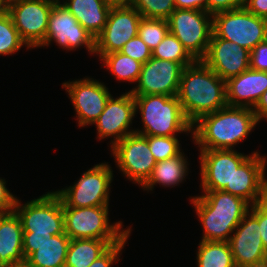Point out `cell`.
Returning a JSON list of instances; mask_svg holds the SVG:
<instances>
[{
    "label": "cell",
    "instance_id": "6da1fadb",
    "mask_svg": "<svg viewBox=\"0 0 267 267\" xmlns=\"http://www.w3.org/2000/svg\"><path fill=\"white\" fill-rule=\"evenodd\" d=\"M258 123L252 108L227 105L201 116L192 124L190 137L199 150H233Z\"/></svg>",
    "mask_w": 267,
    "mask_h": 267
},
{
    "label": "cell",
    "instance_id": "7a4b0ae2",
    "mask_svg": "<svg viewBox=\"0 0 267 267\" xmlns=\"http://www.w3.org/2000/svg\"><path fill=\"white\" fill-rule=\"evenodd\" d=\"M177 98L186 118L193 124L201 116L227 106L226 81L202 60L183 69Z\"/></svg>",
    "mask_w": 267,
    "mask_h": 267
},
{
    "label": "cell",
    "instance_id": "3957f363",
    "mask_svg": "<svg viewBox=\"0 0 267 267\" xmlns=\"http://www.w3.org/2000/svg\"><path fill=\"white\" fill-rule=\"evenodd\" d=\"M203 192L202 196L190 199L203 227L201 240L228 242L251 205L243 198L222 190Z\"/></svg>",
    "mask_w": 267,
    "mask_h": 267
},
{
    "label": "cell",
    "instance_id": "277c9868",
    "mask_svg": "<svg viewBox=\"0 0 267 267\" xmlns=\"http://www.w3.org/2000/svg\"><path fill=\"white\" fill-rule=\"evenodd\" d=\"M136 114L139 111L142 130L135 133L142 136H177L175 133H191L192 123L183 113L177 96L133 95Z\"/></svg>",
    "mask_w": 267,
    "mask_h": 267
},
{
    "label": "cell",
    "instance_id": "5b68a950",
    "mask_svg": "<svg viewBox=\"0 0 267 267\" xmlns=\"http://www.w3.org/2000/svg\"><path fill=\"white\" fill-rule=\"evenodd\" d=\"M108 207H63L65 233L70 239H123L131 227L122 228V221L110 224Z\"/></svg>",
    "mask_w": 267,
    "mask_h": 267
},
{
    "label": "cell",
    "instance_id": "8992f818",
    "mask_svg": "<svg viewBox=\"0 0 267 267\" xmlns=\"http://www.w3.org/2000/svg\"><path fill=\"white\" fill-rule=\"evenodd\" d=\"M113 170L108 162L99 163L85 171L74 185L54 191L63 207L109 206Z\"/></svg>",
    "mask_w": 267,
    "mask_h": 267
},
{
    "label": "cell",
    "instance_id": "52a82bcc",
    "mask_svg": "<svg viewBox=\"0 0 267 267\" xmlns=\"http://www.w3.org/2000/svg\"><path fill=\"white\" fill-rule=\"evenodd\" d=\"M213 33L251 52L267 40V20L245 7L228 10L213 15Z\"/></svg>",
    "mask_w": 267,
    "mask_h": 267
},
{
    "label": "cell",
    "instance_id": "ba28073f",
    "mask_svg": "<svg viewBox=\"0 0 267 267\" xmlns=\"http://www.w3.org/2000/svg\"><path fill=\"white\" fill-rule=\"evenodd\" d=\"M14 211L21 220L23 232L53 236L65 233L62 201L54 191L25 204L17 198Z\"/></svg>",
    "mask_w": 267,
    "mask_h": 267
},
{
    "label": "cell",
    "instance_id": "9c48e42d",
    "mask_svg": "<svg viewBox=\"0 0 267 267\" xmlns=\"http://www.w3.org/2000/svg\"><path fill=\"white\" fill-rule=\"evenodd\" d=\"M167 21L169 32L195 60H202L213 34V16L202 10L175 9Z\"/></svg>",
    "mask_w": 267,
    "mask_h": 267
},
{
    "label": "cell",
    "instance_id": "30bf717a",
    "mask_svg": "<svg viewBox=\"0 0 267 267\" xmlns=\"http://www.w3.org/2000/svg\"><path fill=\"white\" fill-rule=\"evenodd\" d=\"M228 242L236 267L267 266V252L260 234L259 203L250 206Z\"/></svg>",
    "mask_w": 267,
    "mask_h": 267
},
{
    "label": "cell",
    "instance_id": "8fae6325",
    "mask_svg": "<svg viewBox=\"0 0 267 267\" xmlns=\"http://www.w3.org/2000/svg\"><path fill=\"white\" fill-rule=\"evenodd\" d=\"M110 148L119 171L128 180L142 186L157 163L150 151L147 139L140 134L133 133Z\"/></svg>",
    "mask_w": 267,
    "mask_h": 267
},
{
    "label": "cell",
    "instance_id": "7c38bea8",
    "mask_svg": "<svg viewBox=\"0 0 267 267\" xmlns=\"http://www.w3.org/2000/svg\"><path fill=\"white\" fill-rule=\"evenodd\" d=\"M52 41L66 51H75L85 46L89 53H95V38L79 24L60 0L52 6L46 38L39 47H48Z\"/></svg>",
    "mask_w": 267,
    "mask_h": 267
},
{
    "label": "cell",
    "instance_id": "4fadbf2b",
    "mask_svg": "<svg viewBox=\"0 0 267 267\" xmlns=\"http://www.w3.org/2000/svg\"><path fill=\"white\" fill-rule=\"evenodd\" d=\"M49 0L11 1L9 14L20 38L31 49L45 41L48 19L53 4Z\"/></svg>",
    "mask_w": 267,
    "mask_h": 267
},
{
    "label": "cell",
    "instance_id": "5bb4252c",
    "mask_svg": "<svg viewBox=\"0 0 267 267\" xmlns=\"http://www.w3.org/2000/svg\"><path fill=\"white\" fill-rule=\"evenodd\" d=\"M62 87L68 92L79 127L93 125L112 96L104 83L89 77L65 81Z\"/></svg>",
    "mask_w": 267,
    "mask_h": 267
},
{
    "label": "cell",
    "instance_id": "9a60e30c",
    "mask_svg": "<svg viewBox=\"0 0 267 267\" xmlns=\"http://www.w3.org/2000/svg\"><path fill=\"white\" fill-rule=\"evenodd\" d=\"M250 156L236 150H200L202 191H219L232 188L234 171Z\"/></svg>",
    "mask_w": 267,
    "mask_h": 267
},
{
    "label": "cell",
    "instance_id": "2e32d148",
    "mask_svg": "<svg viewBox=\"0 0 267 267\" xmlns=\"http://www.w3.org/2000/svg\"><path fill=\"white\" fill-rule=\"evenodd\" d=\"M142 16L133 6L112 7L103 31L95 39V53L99 59L120 51L124 44L138 35Z\"/></svg>",
    "mask_w": 267,
    "mask_h": 267
},
{
    "label": "cell",
    "instance_id": "e0dca14e",
    "mask_svg": "<svg viewBox=\"0 0 267 267\" xmlns=\"http://www.w3.org/2000/svg\"><path fill=\"white\" fill-rule=\"evenodd\" d=\"M183 69L180 63L151 57L142 65L136 87L129 92L132 95L176 96Z\"/></svg>",
    "mask_w": 267,
    "mask_h": 267
},
{
    "label": "cell",
    "instance_id": "ac0fdd59",
    "mask_svg": "<svg viewBox=\"0 0 267 267\" xmlns=\"http://www.w3.org/2000/svg\"><path fill=\"white\" fill-rule=\"evenodd\" d=\"M135 115V99L129 91L116 98L111 96L93 123L97 128V138L102 140L111 137L110 146H114L127 135L135 133V129H130Z\"/></svg>",
    "mask_w": 267,
    "mask_h": 267
},
{
    "label": "cell",
    "instance_id": "d6986e66",
    "mask_svg": "<svg viewBox=\"0 0 267 267\" xmlns=\"http://www.w3.org/2000/svg\"><path fill=\"white\" fill-rule=\"evenodd\" d=\"M267 158L260 156V152L254 151L234 171L232 188H224L222 191L243 198L250 205L267 200L266 169Z\"/></svg>",
    "mask_w": 267,
    "mask_h": 267
},
{
    "label": "cell",
    "instance_id": "ffe728a7",
    "mask_svg": "<svg viewBox=\"0 0 267 267\" xmlns=\"http://www.w3.org/2000/svg\"><path fill=\"white\" fill-rule=\"evenodd\" d=\"M202 61L227 81L250 68V51L213 33Z\"/></svg>",
    "mask_w": 267,
    "mask_h": 267
},
{
    "label": "cell",
    "instance_id": "44dd1931",
    "mask_svg": "<svg viewBox=\"0 0 267 267\" xmlns=\"http://www.w3.org/2000/svg\"><path fill=\"white\" fill-rule=\"evenodd\" d=\"M267 89V72L248 69L226 81L228 106L254 108Z\"/></svg>",
    "mask_w": 267,
    "mask_h": 267
},
{
    "label": "cell",
    "instance_id": "7402d4cb",
    "mask_svg": "<svg viewBox=\"0 0 267 267\" xmlns=\"http://www.w3.org/2000/svg\"><path fill=\"white\" fill-rule=\"evenodd\" d=\"M23 228L15 211L0 214V267L23 261Z\"/></svg>",
    "mask_w": 267,
    "mask_h": 267
},
{
    "label": "cell",
    "instance_id": "603a6c76",
    "mask_svg": "<svg viewBox=\"0 0 267 267\" xmlns=\"http://www.w3.org/2000/svg\"><path fill=\"white\" fill-rule=\"evenodd\" d=\"M61 3L95 39L103 31L112 8L106 0H63Z\"/></svg>",
    "mask_w": 267,
    "mask_h": 267
},
{
    "label": "cell",
    "instance_id": "cb8c5ba5",
    "mask_svg": "<svg viewBox=\"0 0 267 267\" xmlns=\"http://www.w3.org/2000/svg\"><path fill=\"white\" fill-rule=\"evenodd\" d=\"M184 152L175 157L159 161L154 166L148 180L141 186L142 189L149 192L153 191L154 186L159 184L163 187L179 186L188 175L189 164Z\"/></svg>",
    "mask_w": 267,
    "mask_h": 267
},
{
    "label": "cell",
    "instance_id": "d4e9b609",
    "mask_svg": "<svg viewBox=\"0 0 267 267\" xmlns=\"http://www.w3.org/2000/svg\"><path fill=\"white\" fill-rule=\"evenodd\" d=\"M122 239H71L65 267H89L111 245Z\"/></svg>",
    "mask_w": 267,
    "mask_h": 267
},
{
    "label": "cell",
    "instance_id": "484cf974",
    "mask_svg": "<svg viewBox=\"0 0 267 267\" xmlns=\"http://www.w3.org/2000/svg\"><path fill=\"white\" fill-rule=\"evenodd\" d=\"M70 241L66 233L52 236L37 247L27 260L35 267H65Z\"/></svg>",
    "mask_w": 267,
    "mask_h": 267
},
{
    "label": "cell",
    "instance_id": "4316f807",
    "mask_svg": "<svg viewBox=\"0 0 267 267\" xmlns=\"http://www.w3.org/2000/svg\"><path fill=\"white\" fill-rule=\"evenodd\" d=\"M197 248V267H236L229 242L201 240Z\"/></svg>",
    "mask_w": 267,
    "mask_h": 267
},
{
    "label": "cell",
    "instance_id": "83f0119b",
    "mask_svg": "<svg viewBox=\"0 0 267 267\" xmlns=\"http://www.w3.org/2000/svg\"><path fill=\"white\" fill-rule=\"evenodd\" d=\"M103 66L118 81L136 83L142 70V63L121 53L120 51L103 55L101 58Z\"/></svg>",
    "mask_w": 267,
    "mask_h": 267
},
{
    "label": "cell",
    "instance_id": "f1b7e54d",
    "mask_svg": "<svg viewBox=\"0 0 267 267\" xmlns=\"http://www.w3.org/2000/svg\"><path fill=\"white\" fill-rule=\"evenodd\" d=\"M152 57L180 63L184 68L192 65L196 61L184 48L182 43L170 32L152 50Z\"/></svg>",
    "mask_w": 267,
    "mask_h": 267
},
{
    "label": "cell",
    "instance_id": "f546056e",
    "mask_svg": "<svg viewBox=\"0 0 267 267\" xmlns=\"http://www.w3.org/2000/svg\"><path fill=\"white\" fill-rule=\"evenodd\" d=\"M22 46L30 49L20 38L9 12L0 14V55H11L18 52Z\"/></svg>",
    "mask_w": 267,
    "mask_h": 267
},
{
    "label": "cell",
    "instance_id": "4dcf8cb0",
    "mask_svg": "<svg viewBox=\"0 0 267 267\" xmlns=\"http://www.w3.org/2000/svg\"><path fill=\"white\" fill-rule=\"evenodd\" d=\"M169 32V24L166 19L143 18L138 27V35L143 42L153 50Z\"/></svg>",
    "mask_w": 267,
    "mask_h": 267
},
{
    "label": "cell",
    "instance_id": "1f68e13d",
    "mask_svg": "<svg viewBox=\"0 0 267 267\" xmlns=\"http://www.w3.org/2000/svg\"><path fill=\"white\" fill-rule=\"evenodd\" d=\"M156 162L163 161L183 152L177 136H144Z\"/></svg>",
    "mask_w": 267,
    "mask_h": 267
},
{
    "label": "cell",
    "instance_id": "d6a6232c",
    "mask_svg": "<svg viewBox=\"0 0 267 267\" xmlns=\"http://www.w3.org/2000/svg\"><path fill=\"white\" fill-rule=\"evenodd\" d=\"M133 7L143 18L168 19L175 11V0H135Z\"/></svg>",
    "mask_w": 267,
    "mask_h": 267
},
{
    "label": "cell",
    "instance_id": "836d02e7",
    "mask_svg": "<svg viewBox=\"0 0 267 267\" xmlns=\"http://www.w3.org/2000/svg\"><path fill=\"white\" fill-rule=\"evenodd\" d=\"M120 52L142 64L152 57V50L143 42L139 35L125 43Z\"/></svg>",
    "mask_w": 267,
    "mask_h": 267
},
{
    "label": "cell",
    "instance_id": "e575fe53",
    "mask_svg": "<svg viewBox=\"0 0 267 267\" xmlns=\"http://www.w3.org/2000/svg\"><path fill=\"white\" fill-rule=\"evenodd\" d=\"M131 231L118 243L111 245L103 254H101L89 267H111L120 261V255L127 240L129 239Z\"/></svg>",
    "mask_w": 267,
    "mask_h": 267
},
{
    "label": "cell",
    "instance_id": "d590c367",
    "mask_svg": "<svg viewBox=\"0 0 267 267\" xmlns=\"http://www.w3.org/2000/svg\"><path fill=\"white\" fill-rule=\"evenodd\" d=\"M53 235H41L34 234V232H23V254L24 258L27 259L37 247L48 241Z\"/></svg>",
    "mask_w": 267,
    "mask_h": 267
},
{
    "label": "cell",
    "instance_id": "8d00e7d4",
    "mask_svg": "<svg viewBox=\"0 0 267 267\" xmlns=\"http://www.w3.org/2000/svg\"><path fill=\"white\" fill-rule=\"evenodd\" d=\"M250 69L267 72V40L250 52Z\"/></svg>",
    "mask_w": 267,
    "mask_h": 267
},
{
    "label": "cell",
    "instance_id": "74e56055",
    "mask_svg": "<svg viewBox=\"0 0 267 267\" xmlns=\"http://www.w3.org/2000/svg\"><path fill=\"white\" fill-rule=\"evenodd\" d=\"M246 0H208V13L215 15L228 10L242 8Z\"/></svg>",
    "mask_w": 267,
    "mask_h": 267
},
{
    "label": "cell",
    "instance_id": "f35d334b",
    "mask_svg": "<svg viewBox=\"0 0 267 267\" xmlns=\"http://www.w3.org/2000/svg\"><path fill=\"white\" fill-rule=\"evenodd\" d=\"M5 179L0 178V214H6L14 211L17 197L10 193L6 187Z\"/></svg>",
    "mask_w": 267,
    "mask_h": 267
},
{
    "label": "cell",
    "instance_id": "ab89813d",
    "mask_svg": "<svg viewBox=\"0 0 267 267\" xmlns=\"http://www.w3.org/2000/svg\"><path fill=\"white\" fill-rule=\"evenodd\" d=\"M244 7L252 14L267 20V0H246Z\"/></svg>",
    "mask_w": 267,
    "mask_h": 267
},
{
    "label": "cell",
    "instance_id": "60d3db41",
    "mask_svg": "<svg viewBox=\"0 0 267 267\" xmlns=\"http://www.w3.org/2000/svg\"><path fill=\"white\" fill-rule=\"evenodd\" d=\"M176 9L208 12V0H175Z\"/></svg>",
    "mask_w": 267,
    "mask_h": 267
},
{
    "label": "cell",
    "instance_id": "b9f144b4",
    "mask_svg": "<svg viewBox=\"0 0 267 267\" xmlns=\"http://www.w3.org/2000/svg\"><path fill=\"white\" fill-rule=\"evenodd\" d=\"M259 226L261 239L267 252V200L259 203Z\"/></svg>",
    "mask_w": 267,
    "mask_h": 267
},
{
    "label": "cell",
    "instance_id": "7bdbcfd3",
    "mask_svg": "<svg viewBox=\"0 0 267 267\" xmlns=\"http://www.w3.org/2000/svg\"><path fill=\"white\" fill-rule=\"evenodd\" d=\"M253 112L255 113L259 122L264 118L267 120V89L253 108Z\"/></svg>",
    "mask_w": 267,
    "mask_h": 267
},
{
    "label": "cell",
    "instance_id": "ee69618b",
    "mask_svg": "<svg viewBox=\"0 0 267 267\" xmlns=\"http://www.w3.org/2000/svg\"><path fill=\"white\" fill-rule=\"evenodd\" d=\"M111 7L133 6L135 0H106Z\"/></svg>",
    "mask_w": 267,
    "mask_h": 267
},
{
    "label": "cell",
    "instance_id": "f6af8a7d",
    "mask_svg": "<svg viewBox=\"0 0 267 267\" xmlns=\"http://www.w3.org/2000/svg\"><path fill=\"white\" fill-rule=\"evenodd\" d=\"M7 267H35V266L31 264L27 259H24L23 261L14 262Z\"/></svg>",
    "mask_w": 267,
    "mask_h": 267
},
{
    "label": "cell",
    "instance_id": "bcb514c9",
    "mask_svg": "<svg viewBox=\"0 0 267 267\" xmlns=\"http://www.w3.org/2000/svg\"><path fill=\"white\" fill-rule=\"evenodd\" d=\"M10 5H11V0H0V14L9 12Z\"/></svg>",
    "mask_w": 267,
    "mask_h": 267
},
{
    "label": "cell",
    "instance_id": "7dc6e473",
    "mask_svg": "<svg viewBox=\"0 0 267 267\" xmlns=\"http://www.w3.org/2000/svg\"><path fill=\"white\" fill-rule=\"evenodd\" d=\"M11 1H20V0H11ZM49 1H59V0H49Z\"/></svg>",
    "mask_w": 267,
    "mask_h": 267
}]
</instances>
